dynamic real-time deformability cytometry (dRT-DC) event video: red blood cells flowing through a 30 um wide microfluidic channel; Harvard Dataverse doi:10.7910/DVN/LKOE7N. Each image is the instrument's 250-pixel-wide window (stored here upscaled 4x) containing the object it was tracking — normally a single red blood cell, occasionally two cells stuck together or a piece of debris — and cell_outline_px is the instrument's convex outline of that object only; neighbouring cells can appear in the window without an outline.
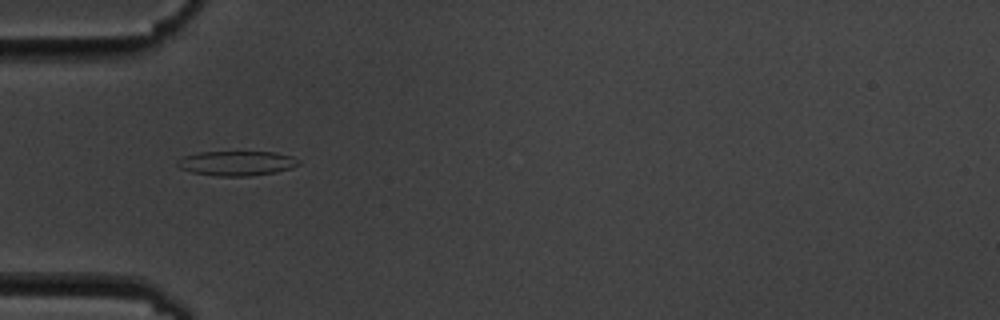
{"species": "common noctule bat (a hibernating species)", "species_latin": "Nyctalus noctula", "temperature_condition": "cold", "stored_images_in_passage": 15, "camera_frame_rate_fps": 3000, "um_per_image_px": 0.085, "animal": {"sex": "male", "body_mass_g": 19.5, "forearm_length_mm": 54.6}, "frame": {"image": 1, "passage_image": 5, "time_ms": 5.333, "image_size_px": [1000, 320], "cell_outline_px": [[300, 164], [292, 168], [276, 172], [248, 176], [216, 176], [192, 172], [180, 168], [176, 164], [176, 160], [184, 156], [200, 152], [276, 152], [292, 156], [300, 160]], "centroid_in_image_um": [20.13, 13.87], "position_along_channel_um": 64.9, "area_um2": 17.51}}
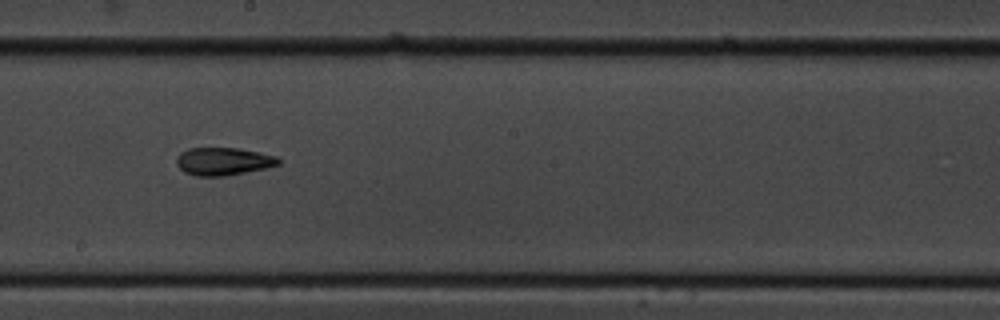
{"frame": {"image": 2, "passage_image": 9, "time_ms": 10.0, "image_size_px": [1000, 320], "cell_outline_px": [[280, 164], [264, 168], [224, 176], [196, 176], [184, 172], [176, 164], [176, 156], [180, 152], [188, 148], [240, 148], [276, 156], [280, 160]], "centroid_in_image_um": [18.94, 13.71], "position_along_channel_um": 229.3, "area_um2": 16.47}}
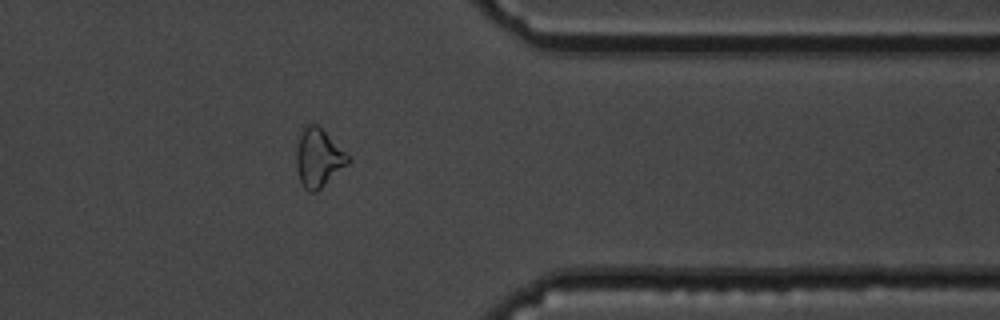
{"frame": {"image": 3, "passage_image": 13, "time_ms": 14.667, "image_size_px": [1000, 320], "cell_outline_px": [[352, 160], [348, 164], [316, 192], [308, 192], [300, 184], [296, 168], [296, 144], [304, 128], [308, 124], [316, 124]], "centroid_in_image_um": [27.02, 13.47], "position_along_channel_um": 384.4, "area_um2": 17.28}, "authors_computed_cell_mechanics": {"area_um2": 16.9932, "velocity_mm_per_s": 3.5413, "shape_relaxation_time_tau1_ms": 3.4059, "shape_relaxation_time_tau2_ms": 4.3876, "deformation_change_tau1": 0.0975, "deformation_change_tau2": 0.0972}}